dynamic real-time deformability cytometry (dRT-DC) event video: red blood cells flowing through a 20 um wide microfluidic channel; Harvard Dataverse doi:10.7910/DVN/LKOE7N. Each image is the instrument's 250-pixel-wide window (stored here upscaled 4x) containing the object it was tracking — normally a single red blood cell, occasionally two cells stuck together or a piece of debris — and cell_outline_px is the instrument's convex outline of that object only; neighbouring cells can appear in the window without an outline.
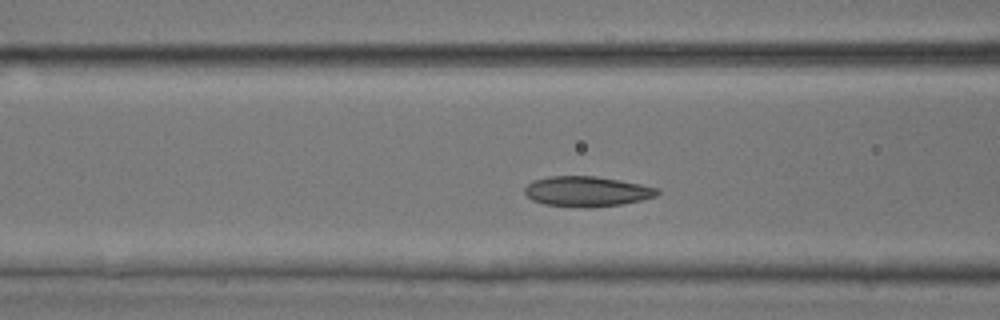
{"species": "common noctule bat (a hibernating species)", "species_latin": "Nyctalus noctula", "temperature_condition": "room temperature", "stored_images_in_passage": 44, "camera_frame_rate_fps": 3000, "um_per_image_px": 0.085, "animal": {"sex": "male", "body_mass_g": 17.9, "forearm_length_mm": 54.2}, "frame": {"image": 1, "passage_image": 15, "time_ms": 4.667, "image_size_px": [1000, 320], "cell_outline_px": [[660, 192], [656, 196], [640, 200], [620, 204], [592, 208], [588, 208], [544, 204], [532, 200], [524, 192], [524, 188], [532, 180], [548, 176], [596, 176], [640, 184], [656, 188]], "centroid_in_image_um": [49.84, 16.27], "position_along_channel_um": 116.8, "area_um2": 23.24}}
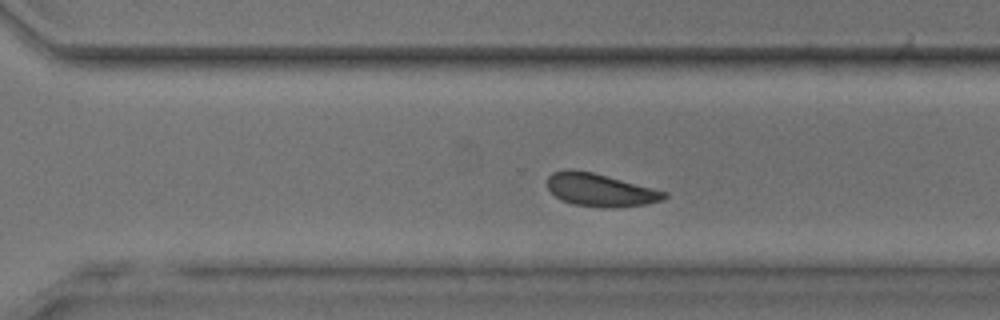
{"frame": {"image": 2, "passage_image": 29, "time_ms": 9.333, "image_size_px": [1000, 320], "cell_outline_px": [[668, 196], [664, 200], [648, 204], [612, 208], [604, 208], [572, 204], [560, 200], [548, 188], [548, 176], [552, 172], [568, 168], [572, 168], [592, 172], [668, 192]], "centroid_in_image_um": [51.02, 16.15], "position_along_channel_um": 319.6, "area_um2": 22.6}}
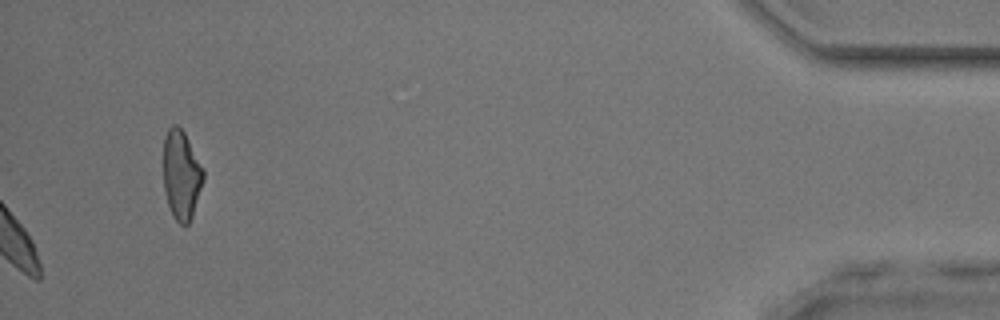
{"frame": {"image": 3, "passage_image": 44, "time_ms": 14.333, "image_size_px": [1000, 320], "cell_outline_px": [[204, 180], [192, 216], [188, 224], [180, 224], [172, 216], [168, 204], [164, 188], [164, 136], [168, 128], [172, 124], [176, 124], [184, 132], [204, 168]], "centroid_in_image_um": [15.42, 14.85], "position_along_channel_um": 419.8, "area_um2": 20.81}}